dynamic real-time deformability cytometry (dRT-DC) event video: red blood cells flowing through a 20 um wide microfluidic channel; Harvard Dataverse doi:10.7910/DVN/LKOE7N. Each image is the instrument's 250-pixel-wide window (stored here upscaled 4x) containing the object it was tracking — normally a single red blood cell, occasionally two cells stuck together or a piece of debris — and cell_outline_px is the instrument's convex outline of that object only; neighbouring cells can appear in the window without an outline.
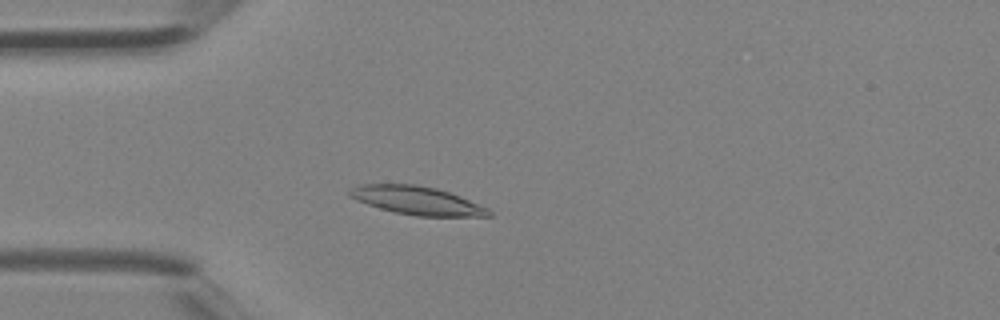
{"species": "Egyptian fruit bat (a non-hibernating species)", "species_latin": "Rousettus aegyptiacus", "temperature_condition": "room temperature", "stored_images_in_passage": 26, "camera_frame_rate_fps": 3000, "um_per_image_px": 0.085, "animal": {"sex": "female"}, "frame": {"image": 1, "passage_image": 4, "time_ms": 1.0, "image_size_px": [1000, 320], "cell_outline_px": [[492, 216], [416, 216], [392, 212], [356, 200], [348, 196], [348, 192], [352, 188], [360, 184], [416, 184], [436, 188], [460, 196], [488, 208], [492, 212]], "centroid_in_image_um": [35.43, 17.04], "position_along_channel_um": 49.6, "area_um2": 22.95}}
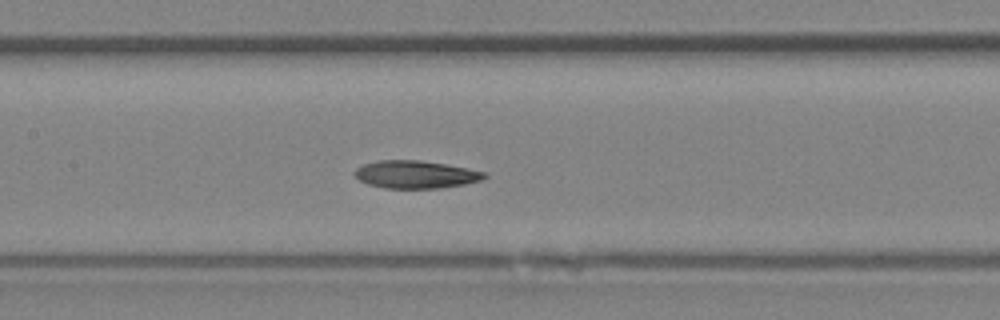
{"frame": {"image": 2, "passage_image": 12, "time_ms": 3.667, "image_size_px": [1000, 320], "cell_outline_px": [[488, 176], [480, 180], [464, 184], [440, 188], [384, 188], [368, 184], [360, 180], [352, 172], [356, 168], [364, 164], [376, 160], [420, 160], [444, 164], [484, 172]], "centroid_in_image_um": [35.27, 14.83], "position_along_channel_um": 172.1, "area_um2": 20.75}}
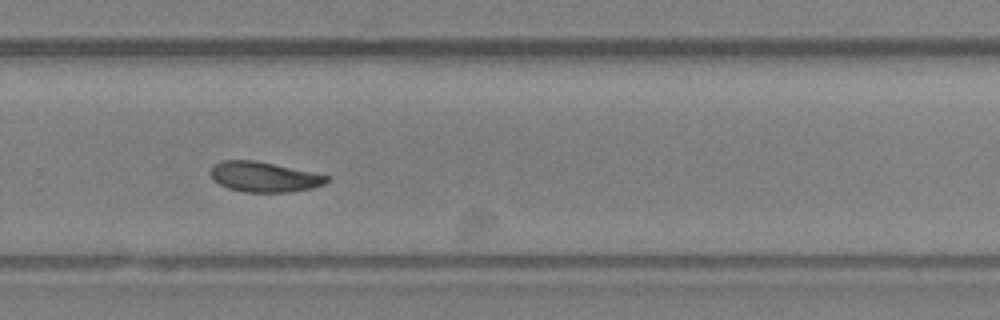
{"frame": {"image": 3, "passage_image": 20, "time_ms": 6.333, "image_size_px": [1000, 320], "cell_outline_px": [[332, 176], [324, 184], [312, 188], [288, 192], [244, 192], [228, 188], [220, 184], [212, 176], [212, 168], [216, 164], [224, 160], [256, 160]], "centroid_in_image_um": [22.51, 15.03], "position_along_channel_um": 307.3, "area_um2": 20.23}}